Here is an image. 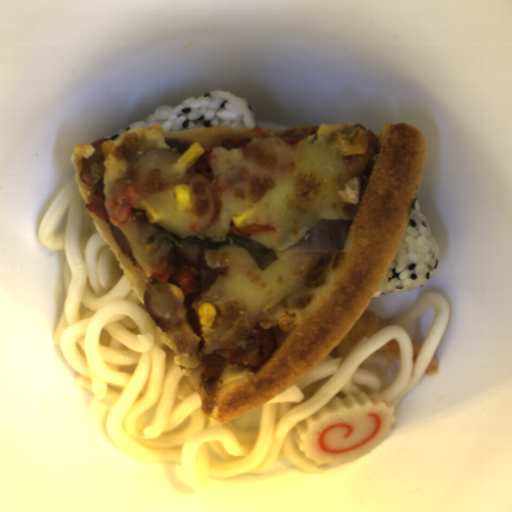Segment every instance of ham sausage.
<instances>
[{
	"label": "ham sausage",
	"instance_id": "ham-sausage-3",
	"mask_svg": "<svg viewBox=\"0 0 512 512\" xmlns=\"http://www.w3.org/2000/svg\"><path fill=\"white\" fill-rule=\"evenodd\" d=\"M87 210L91 211L102 221L111 223L110 215L106 210V198L103 191H95L93 190L89 202L85 204Z\"/></svg>",
	"mask_w": 512,
	"mask_h": 512
},
{
	"label": "ham sausage",
	"instance_id": "ham-sausage-2",
	"mask_svg": "<svg viewBox=\"0 0 512 512\" xmlns=\"http://www.w3.org/2000/svg\"><path fill=\"white\" fill-rule=\"evenodd\" d=\"M357 128L366 132L367 148L364 154H343V164L352 177L371 178L381 150L380 139L370 128L361 124L353 125L345 129L344 134H349Z\"/></svg>",
	"mask_w": 512,
	"mask_h": 512
},
{
	"label": "ham sausage",
	"instance_id": "ham-sausage-1",
	"mask_svg": "<svg viewBox=\"0 0 512 512\" xmlns=\"http://www.w3.org/2000/svg\"><path fill=\"white\" fill-rule=\"evenodd\" d=\"M143 302L145 310L161 330L170 334L181 329L176 297L163 281L146 285Z\"/></svg>",
	"mask_w": 512,
	"mask_h": 512
}]
</instances>
